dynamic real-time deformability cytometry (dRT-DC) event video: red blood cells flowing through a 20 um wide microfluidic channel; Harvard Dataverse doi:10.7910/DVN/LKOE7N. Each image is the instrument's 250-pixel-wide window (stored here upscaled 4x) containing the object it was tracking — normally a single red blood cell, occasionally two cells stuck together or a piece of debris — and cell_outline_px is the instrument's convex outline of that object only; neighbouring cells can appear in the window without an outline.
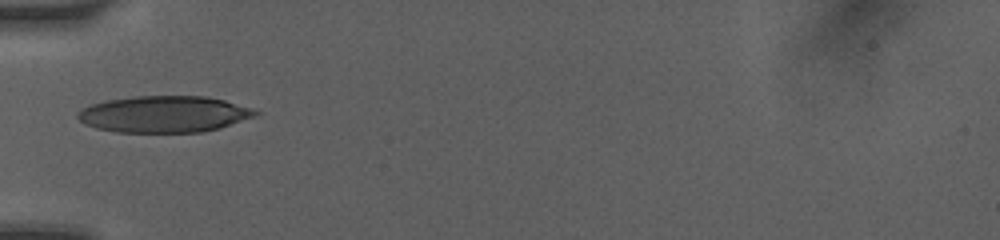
{"species": "human", "species_latin": "Homo sapiens", "temperature_condition": "room temperature", "stored_images_in_passage": 2, "camera_frame_rate_fps": 3000, "um_per_image_px": 0.085, "donor": {"sex": "female"}, "frame": {"image": 1, "passage_image": 1, "time_ms": 0.0, "image_size_px": [1000, 240], "cell_outline_px": [[260, 112], [256, 116], [220, 128], [200, 132], [116, 132], [96, 128], [84, 124], [76, 116], [80, 108], [88, 104], [108, 100], [132, 96], [208, 96], [224, 100]], "centroid_in_image_um": [13.89, 9.7], "position_along_channel_um": 71.1, "area_um2": 37.86}}